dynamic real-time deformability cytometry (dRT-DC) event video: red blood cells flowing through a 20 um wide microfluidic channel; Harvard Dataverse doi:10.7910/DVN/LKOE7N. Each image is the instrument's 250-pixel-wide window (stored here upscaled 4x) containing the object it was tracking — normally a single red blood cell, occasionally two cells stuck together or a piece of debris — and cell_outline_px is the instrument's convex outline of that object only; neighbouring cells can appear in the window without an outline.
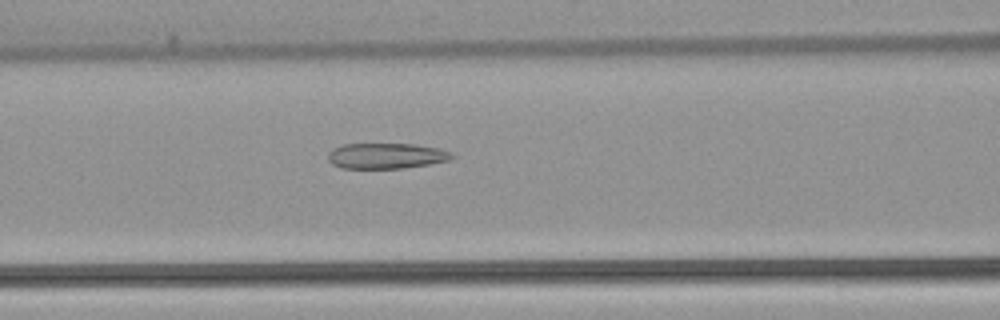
{"species": "common noctule bat (a hibernating species)", "species_latin": "Nyctalus noctula", "temperature_condition": "warm", "stored_images_in_passage": 52, "camera_frame_rate_fps": 3000, "um_per_image_px": 0.085, "animal": {"sex": "female", "body_mass_g": 22.7, "forearm_length_mm": 54.2}, "frame": {"image": 1, "passage_image": 22, "time_ms": 7.0, "image_size_px": [1000, 320], "cell_outline_px": [[456, 156], [448, 160], [428, 164], [404, 168], [340, 168], [332, 164], [328, 160], [328, 152], [332, 148], [344, 144], [416, 144], [440, 148], [452, 152]], "centroid_in_image_um": [32.83, 13.24], "position_along_channel_um": 133.8, "area_um2": 18.61}}
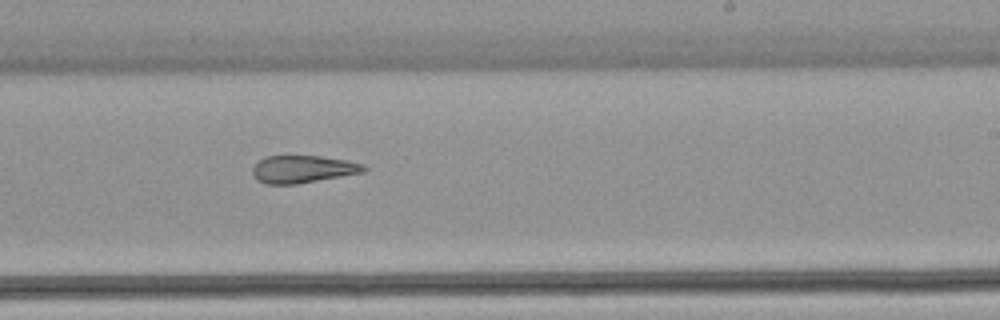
{"frame": {"image": 2, "passage_image": 32, "time_ms": 10.333, "image_size_px": [1000, 320], "cell_outline_px": [[368, 168], [364, 172], [296, 184], [264, 184], [256, 180], [252, 172], [252, 168], [264, 156], [320, 156], [348, 160], [364, 164]], "centroid_in_image_um": [25.74, 14.38], "position_along_channel_um": 263.3, "area_um2": 17.86}}
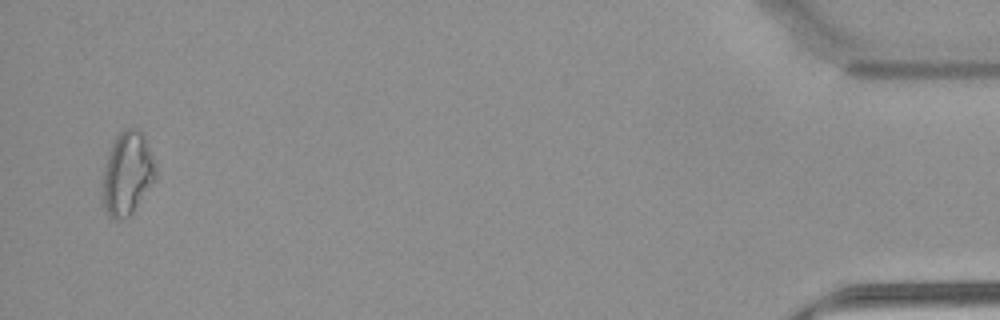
{"frame": {"image": 3, "passage_image": 51, "time_ms": 16.667, "image_size_px": [1000, 320], "cell_outline_px": [[156, 180], [132, 212], [128, 216], [116, 220], [108, 216], [100, 200], [100, 184], [108, 152], [116, 132], [124, 128], [140, 128], [148, 144], [156, 164]], "centroid_in_image_um": [10.78, 14.72], "position_along_channel_um": 424.4, "area_um2": 26.7}, "authors_computed_cell_mechanics": {"area_um2": 21.8484, "velocity_mm_per_s": 3.9026, "shape_relaxation_time_tau1_ms": null, "shape_relaxation_time_tau2_ms": 2.8261, "deformation_change_tau1": null, "deformation_change_tau2": 0.1093}}